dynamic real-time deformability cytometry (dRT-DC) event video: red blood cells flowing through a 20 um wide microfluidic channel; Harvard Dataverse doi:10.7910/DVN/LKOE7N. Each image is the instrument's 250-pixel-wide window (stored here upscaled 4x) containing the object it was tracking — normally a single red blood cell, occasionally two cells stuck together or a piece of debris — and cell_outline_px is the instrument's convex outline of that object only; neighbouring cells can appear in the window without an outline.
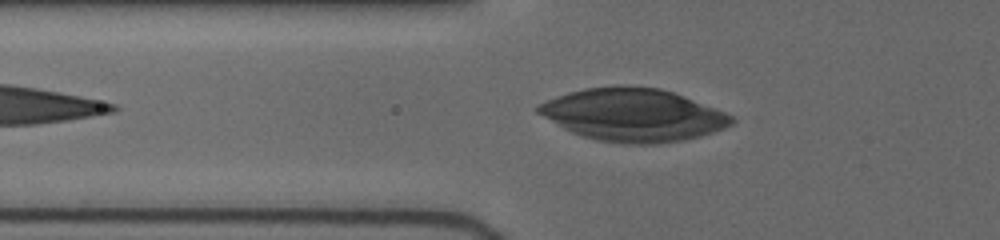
{"species": "human", "species_latin": "Homo sapiens", "temperature_condition": "cold", "stored_images_in_passage": 4, "camera_frame_rate_fps": 3000, "um_per_image_px": 0.085, "donor": {"sex": "female"}, "frame": {"image": 1, "passage_image": 2, "time_ms": 0.333, "image_size_px": [1000, 240], "cell_outline_px": [[736, 120], [732, 124], [724, 128], [700, 136], [684, 140], [656, 144], [624, 144], [596, 140], [572, 132], [564, 128], [536, 112], [536, 108], [540, 104], [548, 100], [568, 92], [584, 88], [620, 84], [628, 84], [660, 88], [684, 96], [724, 112], [732, 116]], "centroid_in_image_um": [53.81, 9.75], "position_along_channel_um": 72.0, "area_um2": 59.42}}